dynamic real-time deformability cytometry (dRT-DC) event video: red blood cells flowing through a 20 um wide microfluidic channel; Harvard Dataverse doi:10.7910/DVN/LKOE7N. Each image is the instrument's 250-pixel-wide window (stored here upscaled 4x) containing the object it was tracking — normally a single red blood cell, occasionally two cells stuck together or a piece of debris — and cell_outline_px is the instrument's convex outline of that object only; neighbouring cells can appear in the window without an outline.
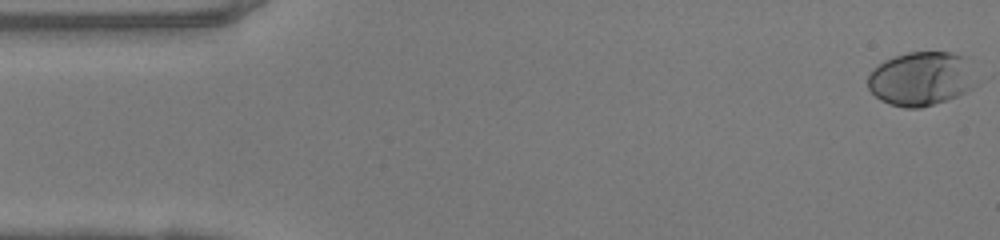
{"species": "human", "species_latin": "Homo sapiens", "temperature_condition": "warm", "stored_images_in_passage": 49, "camera_frame_rate_fps": 3000, "um_per_image_px": 0.085, "donor": {"sex": "female"}, "frame": {"image": 1, "passage_image": 1, "time_ms": 0.0, "image_size_px": [1000, 240], "cell_outline_px": [[976, 84], [972, 88], [956, 96], [920, 108], [904, 108], [880, 100], [868, 88], [868, 76], [872, 68], [884, 60], [908, 52], [952, 52], [964, 56]], "centroid_in_image_um": [78.24, 6.69], "position_along_channel_um": 6.8, "area_um2": 33.7}}
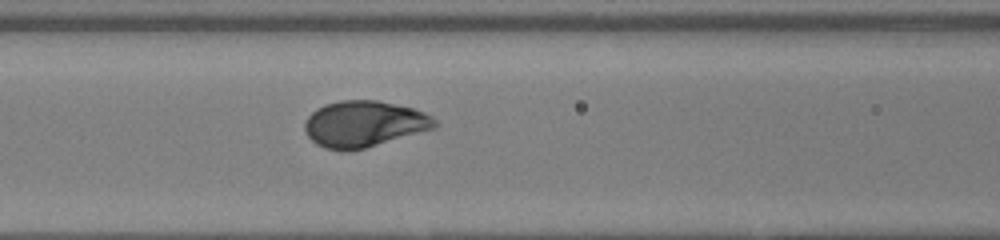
{"frame": {"image": 2, "passage_image": 20, "time_ms": 6.333, "image_size_px": [1000, 240], "cell_outline_px": [[440, 124], [436, 128], [364, 148], [348, 152], [328, 148], [316, 144], [308, 136], [304, 128], [304, 120], [316, 108], [324, 104], [340, 100], [380, 100], [412, 108], [424, 112], [432, 116]], "centroid_in_image_um": [30.95, 10.52], "position_along_channel_um": 135.7, "area_um2": 35.2}}
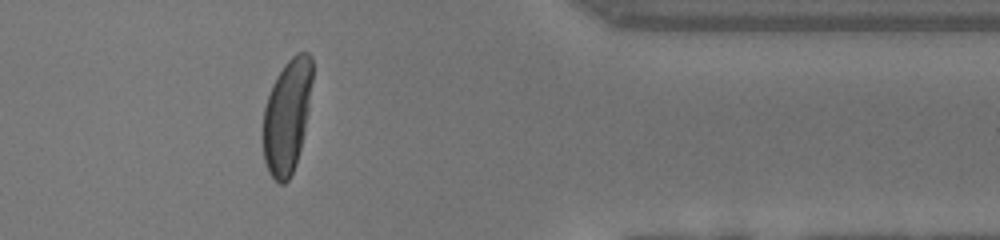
{"frame": {"image": 3, "passage_image": 40, "time_ms": 13.0, "image_size_px": [1000, 240], "cell_outline_px": [[312, 80], [308, 108], [304, 132], [296, 164], [288, 180], [284, 184], [280, 184], [268, 172], [264, 160], [264, 108], [272, 84], [276, 76], [284, 64], [296, 52], [308, 52], [312, 56]], "centroid_in_image_um": [24.4, 9.84], "position_along_channel_um": 387.0, "area_um2": 32.48}, "authors_computed_cell_mechanics": {"area_um2": 34.8534, "velocity_mm_per_s": 4.1372, "shape_relaxation_time_tau1_ms": 2.543, "shape_relaxation_time_tau2_ms": null, "deformation_change_tau1": 0.1864, "deformation_change_tau2": null}}